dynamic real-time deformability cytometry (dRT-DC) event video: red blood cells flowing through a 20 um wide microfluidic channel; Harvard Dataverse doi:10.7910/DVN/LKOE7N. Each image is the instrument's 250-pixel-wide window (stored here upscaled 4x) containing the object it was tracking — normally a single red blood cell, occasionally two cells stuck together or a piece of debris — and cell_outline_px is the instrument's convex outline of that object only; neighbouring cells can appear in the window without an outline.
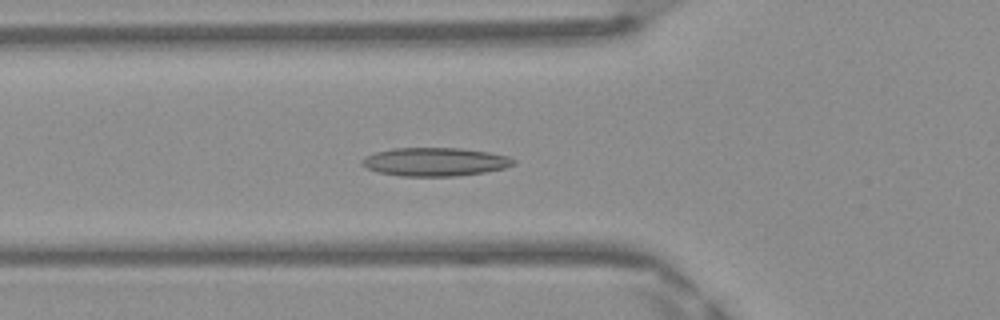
{"species": "Egyptian fruit bat (a non-hibernating species)", "species_latin": "Rousettus aegyptiacus", "temperature_condition": "warm", "stored_images_in_passage": 41, "camera_frame_rate_fps": 3000, "um_per_image_px": 0.085, "frame": {"image": 1, "passage_image": 9, "time_ms": 2.667, "image_size_px": [1000, 320], "cell_outline_px": [[516, 164], [504, 168], [484, 172], [456, 176], [400, 176], [380, 172], [368, 168], [360, 164], [360, 160], [364, 156], [376, 152], [392, 148], [460, 148], [488, 152], [508, 156], [516, 160]], "centroid_in_image_um": [36.97, 13.75], "position_along_channel_um": 88.8, "area_um2": 25.14}}
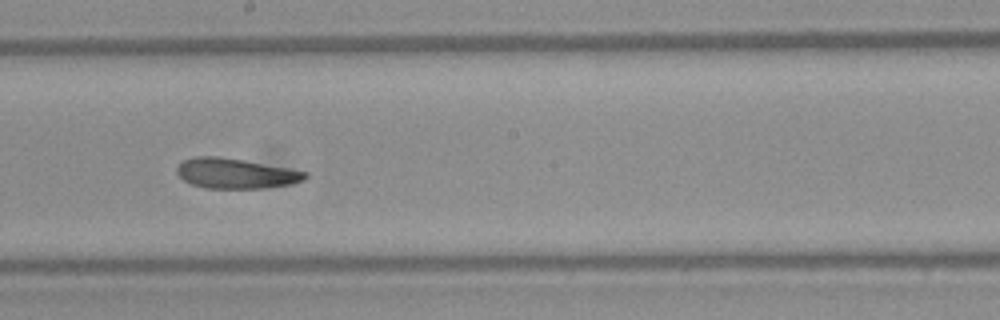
{"frame": {"image": 2, "passage_image": 19, "time_ms": 6.0, "image_size_px": [1000, 320], "cell_outline_px": [[308, 176], [304, 180], [292, 184], [264, 188], [204, 188], [192, 184], [184, 180], [176, 172], [176, 168], [184, 160], [196, 156], [220, 156], [244, 160], [308, 172]], "centroid_in_image_um": [20.04, 14.74], "position_along_channel_um": 228.2, "area_um2": 22.48}}
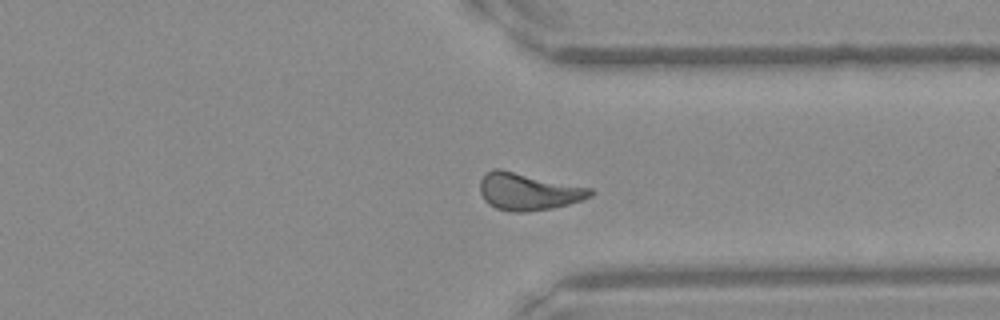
{"frame": {"image": 3, "passage_image": 29, "time_ms": 9.333, "image_size_px": [1000, 320], "cell_outline_px": [[596, 192], [592, 196], [568, 204], [552, 208], [524, 212], [512, 212], [496, 208], [488, 204], [484, 200], [480, 192], [480, 180], [484, 172], [492, 168], [500, 168], [592, 188]], "centroid_in_image_um": [44.88, 16.26], "position_along_channel_um": 366.5, "area_um2": 24.22}}